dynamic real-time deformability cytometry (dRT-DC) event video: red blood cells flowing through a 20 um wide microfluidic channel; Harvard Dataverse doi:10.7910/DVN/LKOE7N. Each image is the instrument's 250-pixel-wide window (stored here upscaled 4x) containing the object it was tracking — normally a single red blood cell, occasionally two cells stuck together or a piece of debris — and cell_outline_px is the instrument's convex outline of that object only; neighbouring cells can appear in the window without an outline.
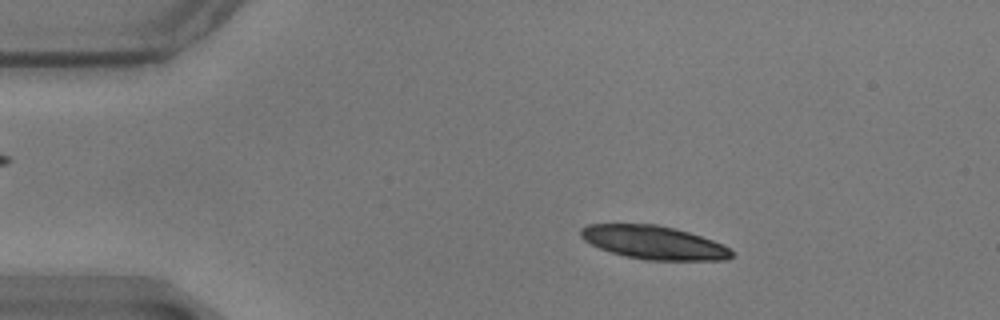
{"species": "common noctule bat (a hibernating species)", "species_latin": "Nyctalus noctula", "temperature_condition": "warm", "stored_images_in_passage": 56, "camera_frame_rate_fps": 3000, "um_per_image_px": 0.085, "animal": {"sex": "male", "body_mass_g": 17.9}, "frame": {"image": 1, "passage_image": 9, "time_ms": 2.667, "image_size_px": [1000, 320], "cell_outline_px": [[732, 256], [724, 260], [644, 260], [624, 256], [600, 248], [584, 240], [580, 236], [580, 228], [588, 224], [656, 224], [676, 228], [712, 240], [728, 248], [732, 252]], "centroid_in_image_um": [55.53, 20.61], "position_along_channel_um": 29.5, "area_um2": 29.19}}